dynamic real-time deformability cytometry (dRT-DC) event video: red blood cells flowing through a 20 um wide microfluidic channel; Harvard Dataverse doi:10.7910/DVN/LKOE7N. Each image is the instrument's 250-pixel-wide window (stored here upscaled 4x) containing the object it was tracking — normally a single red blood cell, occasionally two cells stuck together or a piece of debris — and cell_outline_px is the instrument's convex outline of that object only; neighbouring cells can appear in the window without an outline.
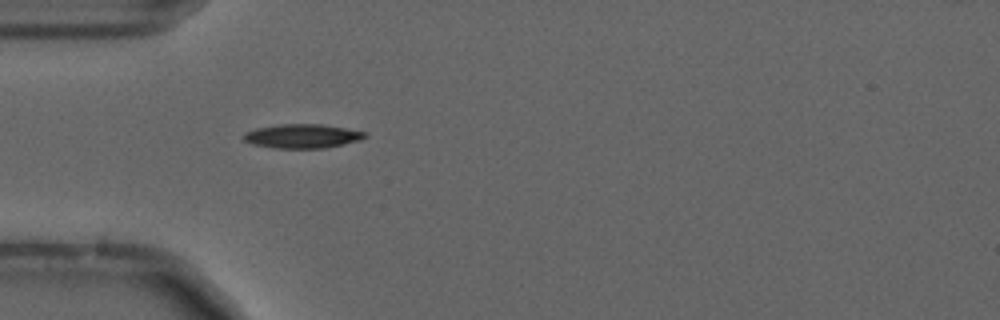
{"species": "common noctule bat (a hibernating species)", "species_latin": "Nyctalus noctula", "temperature_condition": "cold", "stored_images_in_passage": 56, "camera_frame_rate_fps": 3000, "um_per_image_px": 0.085, "animal": {"sex": "male", "forearm_length_mm": 52.5}, "frame": {"image": 1, "passage_image": 17, "time_ms": 5.333, "image_size_px": [1000, 320], "cell_outline_px": [[368, 136], [360, 140], [344, 144], [324, 148], [276, 148], [252, 144], [244, 140], [244, 132], [256, 128], [280, 124], [320, 124], [368, 132]], "centroid_in_image_um": [25.72, 11.57], "position_along_channel_um": 59.3, "area_um2": 16.99}, "authors_computed_cell_mechanics": {"area_um2": 15.2592, "velocity_mm_per_s": 3.699, "shape_relaxation_time_tau1_ms": 4.81, "shape_relaxation_time_tau2_ms": null, "deformation_change_tau1": 0.1404, "deformation_change_tau2": null}}